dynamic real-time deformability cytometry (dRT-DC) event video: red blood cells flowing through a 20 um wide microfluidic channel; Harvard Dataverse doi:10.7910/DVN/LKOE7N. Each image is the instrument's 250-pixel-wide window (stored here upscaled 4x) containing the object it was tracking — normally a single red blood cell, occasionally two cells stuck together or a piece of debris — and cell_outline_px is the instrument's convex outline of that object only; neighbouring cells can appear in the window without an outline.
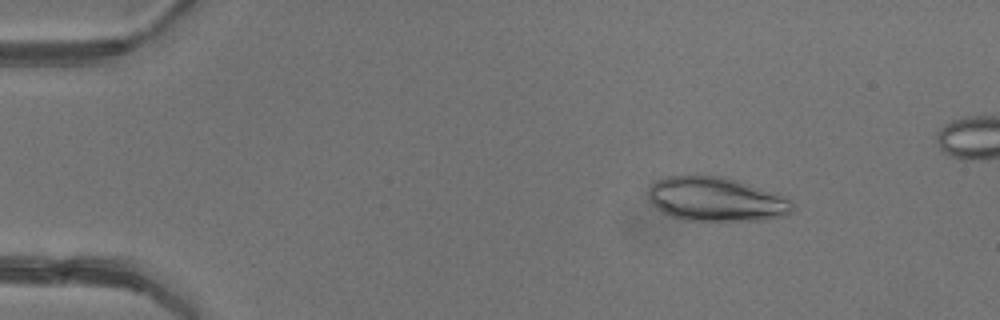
{"species": "common noctule bat (a hibernating species)", "species_latin": "Nyctalus noctula", "temperature_condition": "warm", "stored_images_in_passage": 3, "camera_frame_rate_fps": 3000, "um_per_image_px": 0.085, "animal": {"sex": "female"}, "frame": {"image": 1, "passage_image": 1, "time_ms": 0.0, "image_size_px": [1000, 320], "cell_outline_px": [[792, 212], [784, 216], [768, 220], [684, 220], [672, 216], [664, 212], [648, 196], [648, 188], [656, 180], [668, 176], [692, 172], [720, 176], [736, 180], [776, 192], [788, 196], [792, 200]], "centroid_in_image_um": [60.91, 16.89], "position_along_channel_um": 24.1, "area_um2": 37.63}}